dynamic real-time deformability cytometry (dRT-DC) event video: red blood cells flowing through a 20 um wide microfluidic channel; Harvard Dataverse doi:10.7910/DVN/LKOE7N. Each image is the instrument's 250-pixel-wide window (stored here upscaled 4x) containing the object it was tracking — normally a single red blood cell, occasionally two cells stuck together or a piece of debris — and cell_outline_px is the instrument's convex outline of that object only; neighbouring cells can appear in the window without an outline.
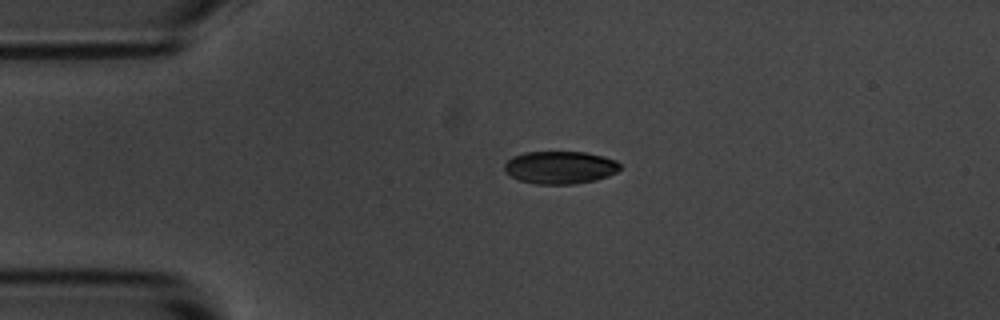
{"species": "common noctule bat (a hibernating species)", "species_latin": "Nyctalus noctula", "temperature_condition": "room temperature", "stored_images_in_passage": 44, "camera_frame_rate_fps": 3000, "um_per_image_px": 0.085, "animal": {"sex": "male", "body_mass_g": 20.1, "forearm_length_mm": 53.5}, "frame": {"image": 1, "passage_image": 1, "time_ms": 0.0, "image_size_px": [1000, 320], "cell_outline_px": [[620, 168], [616, 172], [608, 176], [596, 180], [576, 184], [536, 184], [520, 180], [504, 172], [504, 164], [512, 156], [524, 152], [584, 152], [604, 156], [616, 160], [620, 164]], "centroid_in_image_um": [47.6, 14.23], "position_along_channel_um": 37.4, "area_um2": 22.14}}
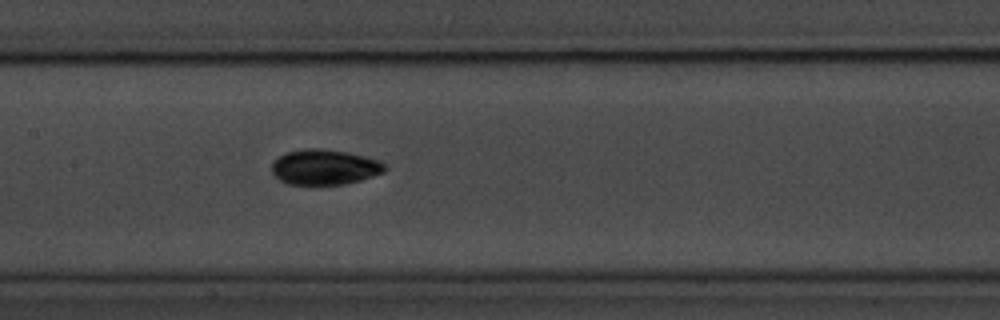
{"frame": {"image": 2, "passage_image": 15, "time_ms": 4.667, "image_size_px": [1000, 320], "cell_outline_px": [[388, 168], [384, 172], [360, 180], [344, 184], [316, 188], [288, 184], [280, 180], [272, 172], [272, 164], [280, 156], [288, 152], [304, 148], [320, 148], [348, 152], [380, 160]], "centroid_in_image_um": [27.59, 14.25], "position_along_channel_um": 179.8, "area_um2": 23.93}}
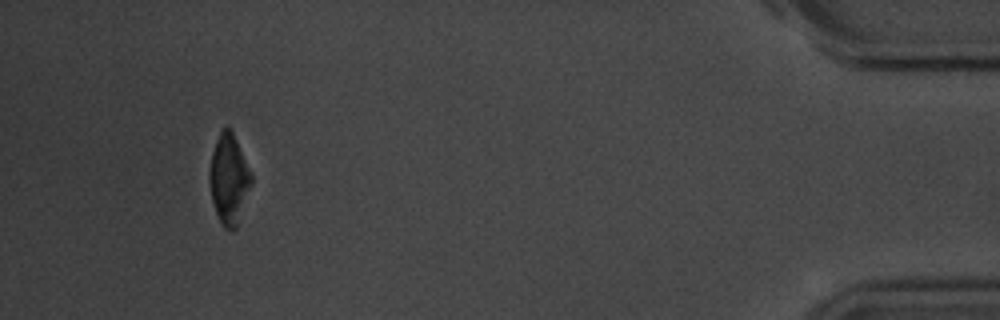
{"frame": {"image": 3, "passage_image": 40, "time_ms": 13.0, "image_size_px": [1000, 320], "cell_outline_px": [[252, 184], [236, 228], [232, 232], [224, 228], [216, 212], [212, 200], [208, 180], [208, 172], [212, 152], [216, 140], [220, 132], [224, 128], [232, 128], [252, 176]], "centroid_in_image_um": [19.45, 15.23], "position_along_channel_um": 415.8, "area_um2": 21.96}, "authors_computed_cell_mechanics": {"area_um2": 22.6287, "velocity_mm_per_s": 3.6606, "shape_relaxation_time_tau1_ms": 1.8796, "shape_relaxation_time_tau2_ms": 9.6309, "deformation_change_tau1": 0.0959, "deformation_change_tau2": 0.093}}